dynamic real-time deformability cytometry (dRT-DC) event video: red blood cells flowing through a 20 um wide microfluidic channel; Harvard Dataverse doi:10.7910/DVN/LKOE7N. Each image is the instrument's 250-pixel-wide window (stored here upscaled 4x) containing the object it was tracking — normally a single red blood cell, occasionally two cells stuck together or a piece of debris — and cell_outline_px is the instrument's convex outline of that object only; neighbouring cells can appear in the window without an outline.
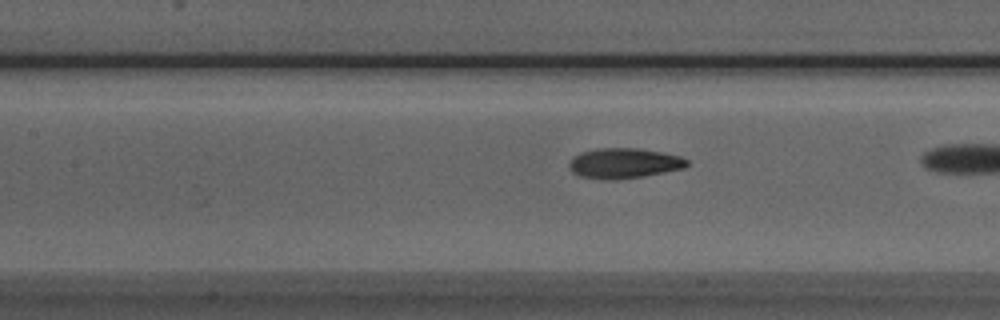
{"species": "Egyptian fruit bat (a non-hibernating species)", "species_latin": "Rousettus aegyptiacus", "temperature_condition": "room temperature", "stored_images_in_passage": 11, "camera_frame_rate_fps": 3000, "um_per_image_px": 0.085, "animal": {"sex": "male"}, "frame": {"image": 1, "passage_image": 5, "time_ms": 1.333, "image_size_px": [1000, 320], "cell_outline_px": [[688, 164], [684, 168], [644, 176], [612, 180], [604, 180], [580, 176], [572, 172], [568, 168], [568, 164], [572, 156], [580, 152], [596, 148], [636, 148], [660, 152], [680, 156], [688, 160]], "centroid_in_image_um": [52.98, 13.87], "position_along_channel_um": 154.4, "area_um2": 20.87}}